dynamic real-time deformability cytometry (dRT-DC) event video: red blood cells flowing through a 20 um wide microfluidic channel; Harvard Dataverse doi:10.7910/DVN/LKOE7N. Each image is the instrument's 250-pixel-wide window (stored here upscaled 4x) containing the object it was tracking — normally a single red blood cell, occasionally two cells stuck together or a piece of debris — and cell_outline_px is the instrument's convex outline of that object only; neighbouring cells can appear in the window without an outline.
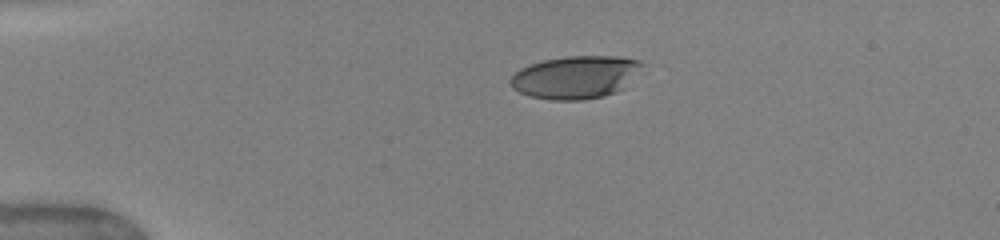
{"species": "human", "species_latin": "Homo sapiens", "temperature_condition": "warm", "stored_images_in_passage": 5, "camera_frame_rate_fps": 3000, "um_per_image_px": 0.085, "donor": {"sex": "female"}, "frame": {"image": 1, "passage_image": 1, "time_ms": 0.0, "image_size_px": [1000, 240], "cell_outline_px": [[644, 64], [624, 88], [616, 92], [604, 96], [584, 100], [552, 100], [528, 96], [512, 88], [508, 80], [520, 68], [544, 60], [568, 56], [616, 56], [640, 60]], "centroid_in_image_um": [48.91, 6.57], "position_along_channel_um": 36.1, "area_um2": 32.83}}
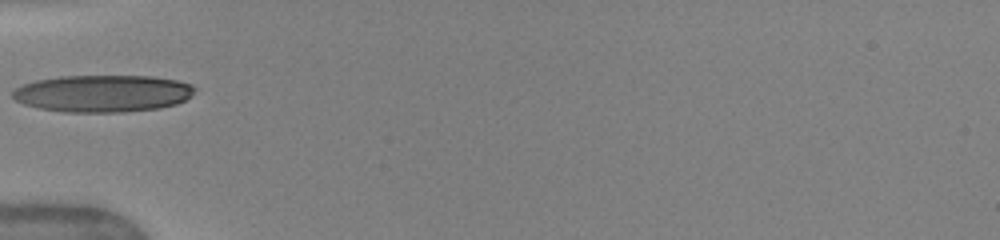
{"frame": {"image": 2, "passage_image": 3, "time_ms": 2.333, "image_size_px": [1000, 240], "cell_outline_px": [[196, 88], [192, 96], [176, 104], [160, 108], [124, 112], [64, 112], [40, 108], [24, 104], [16, 100], [12, 96], [12, 92], [16, 88], [24, 84], [36, 80], [60, 76], [152, 76], [176, 80], [192, 84]], "centroid_in_image_um": [8.76, 7.94], "position_along_channel_um": 76.2, "area_um2": 39.48}}